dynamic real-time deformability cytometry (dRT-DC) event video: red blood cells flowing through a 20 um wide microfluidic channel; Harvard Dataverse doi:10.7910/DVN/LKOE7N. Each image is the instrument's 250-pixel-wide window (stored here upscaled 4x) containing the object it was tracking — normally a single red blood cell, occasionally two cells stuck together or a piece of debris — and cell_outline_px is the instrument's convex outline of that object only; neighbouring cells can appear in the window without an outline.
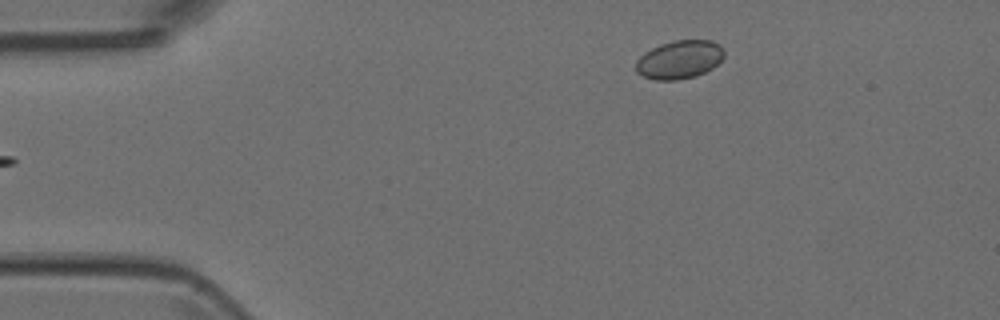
{"species": "Egyptian fruit bat (a non-hibernating species)", "species_latin": "Rousettus aegyptiacus", "temperature_condition": "room temperature", "stored_images_in_passage": 2, "camera_frame_rate_fps": 3000, "um_per_image_px": 0.085, "animal": {"sex": "female"}, "frame": {"image": 1, "passage_image": 2, "time_ms": 0.333, "image_size_px": [1000, 320], "cell_outline_px": [[724, 56], [712, 68], [696, 76], [676, 80], [656, 80], [644, 76], [636, 72], [636, 60], [644, 52], [660, 44], [676, 40], [712, 40], [720, 44], [724, 52]], "centroid_in_image_um": [57.74, 5.06], "position_along_channel_um": 27.3, "area_um2": 19.71}}